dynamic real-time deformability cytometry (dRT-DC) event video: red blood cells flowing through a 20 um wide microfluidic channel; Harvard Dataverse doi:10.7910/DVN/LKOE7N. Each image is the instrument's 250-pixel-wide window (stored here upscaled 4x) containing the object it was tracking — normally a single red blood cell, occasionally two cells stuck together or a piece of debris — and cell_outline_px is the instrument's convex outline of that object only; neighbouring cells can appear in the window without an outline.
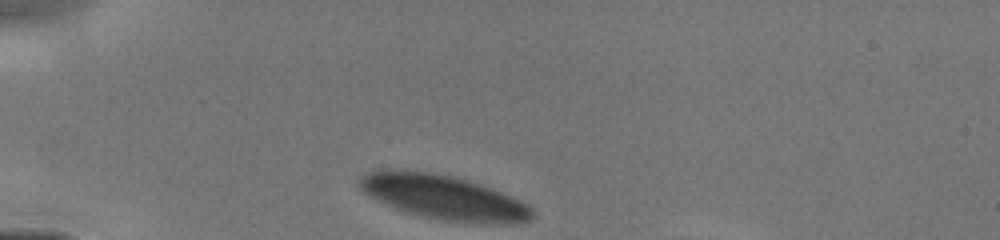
{"species": "human", "species_latin": "Homo sapiens", "temperature_condition": "cold", "stored_images_in_passage": 24, "camera_frame_rate_fps": 3000, "um_per_image_px": 0.085, "donor": {"sex": "male"}, "frame": {"image": 1, "passage_image": 1, "time_ms": 0.0, "image_size_px": [1000, 240], "cell_outline_px": [[536, 216], [532, 220], [520, 224], [476, 224], [444, 220], [420, 216], [396, 208], [368, 196], [360, 188], [360, 176], [376, 168], [388, 168], [432, 172], [452, 176], [468, 180], [492, 188], [520, 200], [528, 204], [532, 208]], "centroid_in_image_um": [37.75, 16.77], "position_along_channel_um": 47.3, "area_um2": 45.49}}
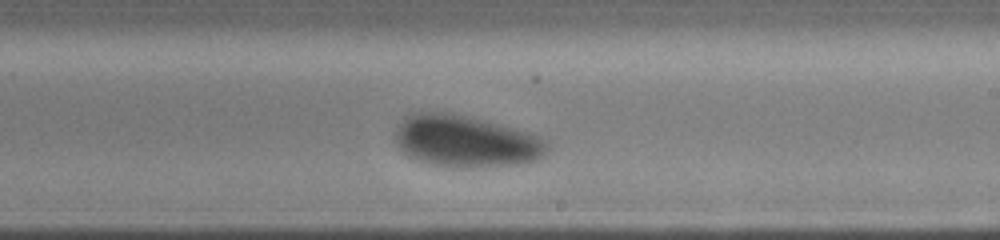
{"frame": {"image": 2, "passage_image": 15, "time_ms": 5.333, "image_size_px": [1000, 240], "cell_outline_px": [[548, 148], [536, 160], [516, 164], [468, 168], [464, 168], [428, 164], [416, 160], [408, 156], [396, 144], [396, 132], [400, 124], [408, 116], [416, 112], [448, 112], [484, 120], [500, 124], [528, 132], [540, 136], [548, 140]], "centroid_in_image_um": [39.59, 12.01], "position_along_channel_um": 249.4, "area_um2": 45.66}}
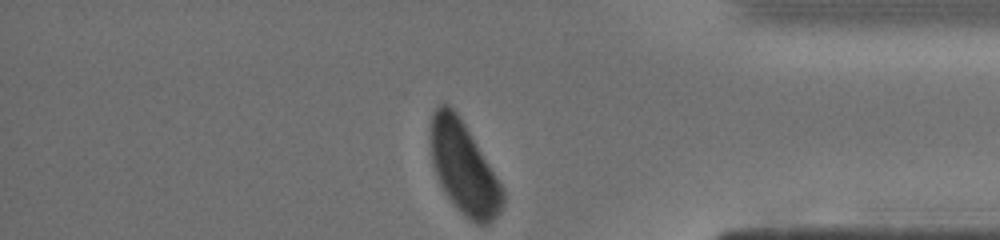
{"frame": {"image": 3, "passage_image": 24, "time_ms": 9.0, "image_size_px": [1000, 240], "cell_outline_px": [[504, 204], [500, 212], [492, 220], [484, 224], [476, 224], [464, 216], [452, 204], [444, 192], [440, 184], [432, 164], [428, 140], [432, 112], [440, 104], [448, 104], [456, 112], [464, 124], [500, 184], [504, 192]], "centroid_in_image_um": [39.36, 14.28], "position_along_channel_um": 395.8, "area_um2": 38.44}}